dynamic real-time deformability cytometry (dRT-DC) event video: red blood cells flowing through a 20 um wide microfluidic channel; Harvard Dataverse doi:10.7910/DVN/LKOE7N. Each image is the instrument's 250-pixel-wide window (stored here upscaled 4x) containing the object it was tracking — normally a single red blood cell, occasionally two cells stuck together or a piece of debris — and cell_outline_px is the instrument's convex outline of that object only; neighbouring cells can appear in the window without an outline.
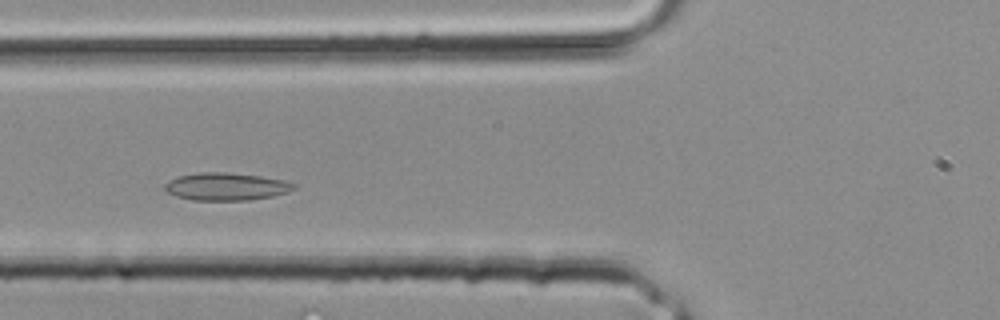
{"species": "common noctule bat (a hibernating species)", "species_latin": "Nyctalus noctula", "temperature_condition": "room temperature", "stored_images_in_passage": 29, "segment_of_instrument_passage": [1, 2], "camera_frame_rate_fps": 3000, "um_per_image_px": 0.085, "animal": {"sex": "male", "body_mass_g": 20.4}, "frame": {"image": 1, "passage_image": 7, "time_ms": 2.0, "image_size_px": [1000, 320], "cell_outline_px": [[296, 188], [288, 192], [272, 196], [248, 200], [192, 200], [176, 196], [168, 192], [164, 188], [164, 184], [168, 180], [176, 176], [200, 172], [224, 172], [260, 176], [284, 180], [296, 184]], "centroid_in_image_um": [19.2, 15.85], "position_along_channel_um": 106.6, "area_um2": 20.81}}
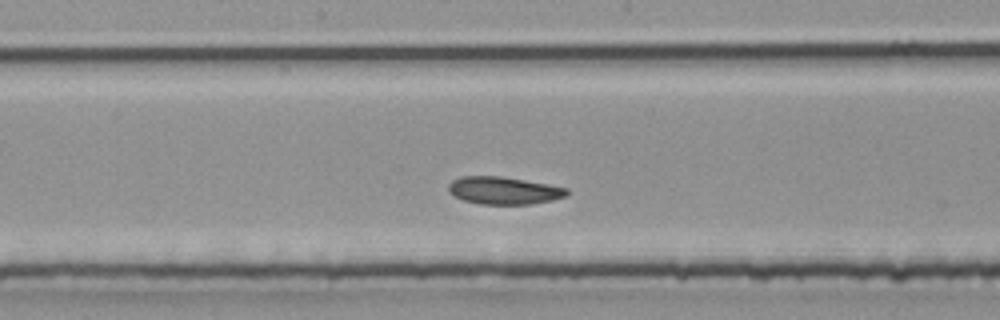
{"frame": {"image": 2, "passage_image": 12, "time_ms": 3.667, "image_size_px": [1000, 320], "cell_outline_px": [[568, 192], [564, 196], [552, 200], [532, 204], [480, 204], [464, 200], [448, 192], [448, 184], [452, 180], [460, 176], [500, 176], [548, 184], [568, 188]], "centroid_in_image_um": [42.79, 16.19], "position_along_channel_um": 205.4, "area_um2": 18.9}}
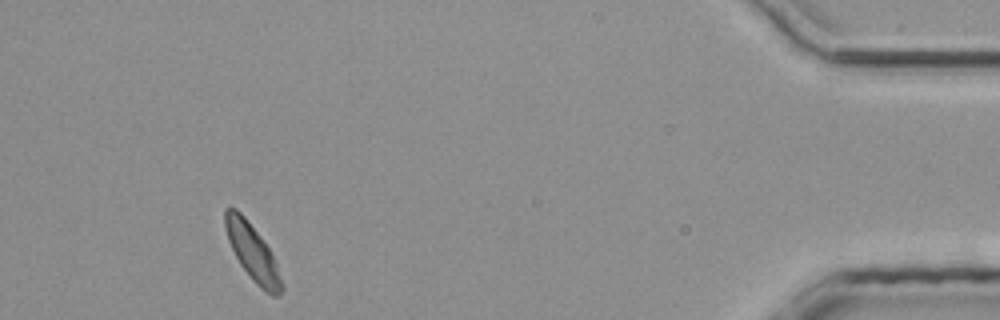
{"frame": {"image": 3, "passage_image": 26, "time_ms": 8.333, "image_size_px": [1000, 320], "cell_outline_px": [[284, 288], [280, 296], [272, 296], [264, 292], [252, 280], [240, 264], [228, 240], [224, 228], [224, 208], [236, 208], [244, 216], [260, 236], [276, 260]], "centroid_in_image_um": [21.47, 21.49], "position_along_channel_um": 413.7, "area_um2": 18.61}}